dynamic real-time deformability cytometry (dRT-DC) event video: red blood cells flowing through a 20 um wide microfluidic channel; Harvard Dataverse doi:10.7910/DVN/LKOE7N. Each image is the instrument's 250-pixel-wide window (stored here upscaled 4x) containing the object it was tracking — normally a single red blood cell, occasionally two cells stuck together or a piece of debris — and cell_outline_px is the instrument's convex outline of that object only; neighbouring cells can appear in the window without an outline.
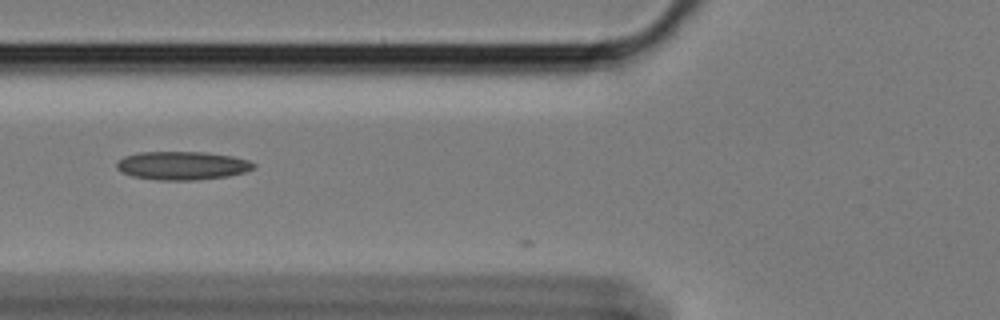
{"species": "Egyptian fruit bat (a non-hibernating species)", "species_latin": "Rousettus aegyptiacus", "temperature_condition": "cold", "stored_images_in_passage": 4, "camera_frame_rate_fps": 3000, "um_per_image_px": 0.085, "animal": {"sex": "female"}, "frame": {"image": 1, "passage_image": 2, "time_ms": 0.333, "image_size_px": [1000, 320], "cell_outline_px": [[256, 164], [252, 168], [244, 172], [228, 176], [196, 180], [156, 180], [132, 176], [120, 172], [116, 168], [116, 164], [124, 156], [140, 152], [208, 152], [232, 156], [248, 160]], "centroid_in_image_um": [15.47, 14.07], "position_along_channel_um": 110.3, "area_um2": 22.72}}